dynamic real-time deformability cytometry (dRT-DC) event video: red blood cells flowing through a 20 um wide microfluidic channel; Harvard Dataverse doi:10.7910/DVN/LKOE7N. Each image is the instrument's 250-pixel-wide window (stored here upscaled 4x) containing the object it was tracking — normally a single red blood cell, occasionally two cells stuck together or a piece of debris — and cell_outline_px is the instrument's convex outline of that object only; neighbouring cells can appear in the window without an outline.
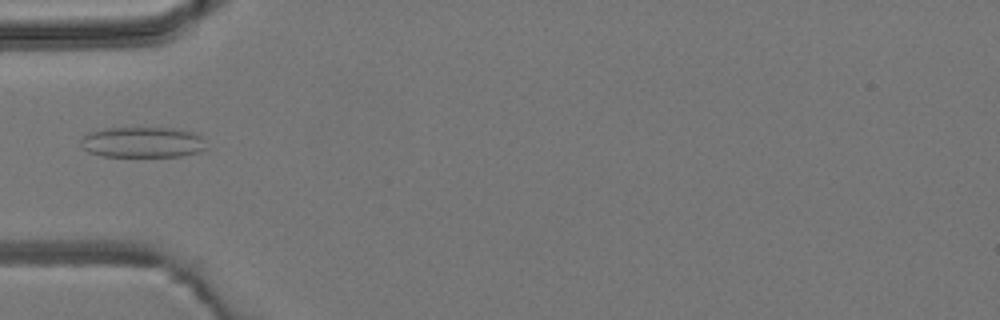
{"species": "common noctule bat (a hibernating species)", "species_latin": "Nyctalus noctula", "temperature_condition": "room temperature", "stored_images_in_passage": 4, "camera_frame_rate_fps": 3000, "um_per_image_px": 0.085, "animal": {"sex": "male", "body_mass_g": 19.2, "forearm_length_mm": 51.8}, "frame": {"image": 1, "passage_image": 4, "time_ms": 3.333, "image_size_px": [1000, 320], "cell_outline_px": [[204, 148], [200, 152], [180, 156], [100, 156], [88, 152], [80, 144], [80, 140], [84, 136], [92, 132], [104, 128], [172, 128], [192, 132], [204, 136]], "centroid_in_image_um": [12.12, 12.09], "position_along_channel_um": 72.9, "area_um2": 22.37}}